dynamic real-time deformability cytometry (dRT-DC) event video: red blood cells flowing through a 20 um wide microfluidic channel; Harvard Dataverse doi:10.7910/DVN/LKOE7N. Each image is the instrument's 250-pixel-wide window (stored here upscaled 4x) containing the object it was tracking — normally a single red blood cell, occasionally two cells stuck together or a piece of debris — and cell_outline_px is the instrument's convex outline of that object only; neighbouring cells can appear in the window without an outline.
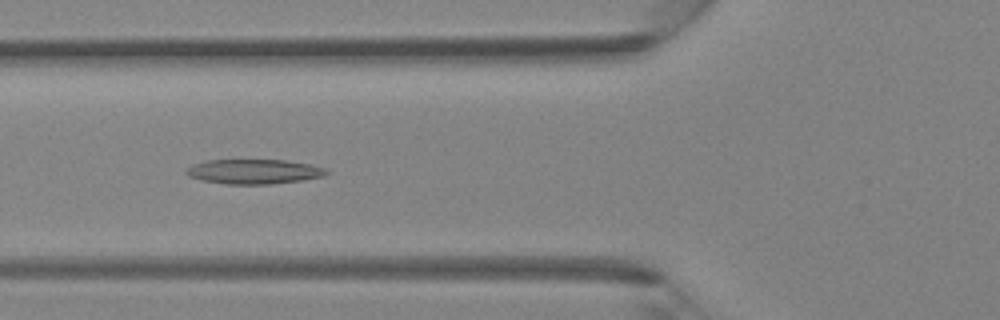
{"species": "Egyptian fruit bat (a non-hibernating species)", "species_latin": "Rousettus aegyptiacus", "temperature_condition": "room temperature", "stored_images_in_passage": 41, "camera_frame_rate_fps": 3000, "um_per_image_px": 0.085, "animal": {"sex": "female"}, "frame": {"image": 1, "passage_image": 14, "time_ms": 4.333, "image_size_px": [1000, 320], "cell_outline_px": [[328, 172], [324, 176], [304, 180], [272, 184], [228, 184], [204, 180], [188, 176], [184, 172], [192, 164], [208, 160], [284, 160], [308, 164], [324, 168]], "centroid_in_image_um": [21.58, 14.58], "position_along_channel_um": 104.2, "area_um2": 20.0}}
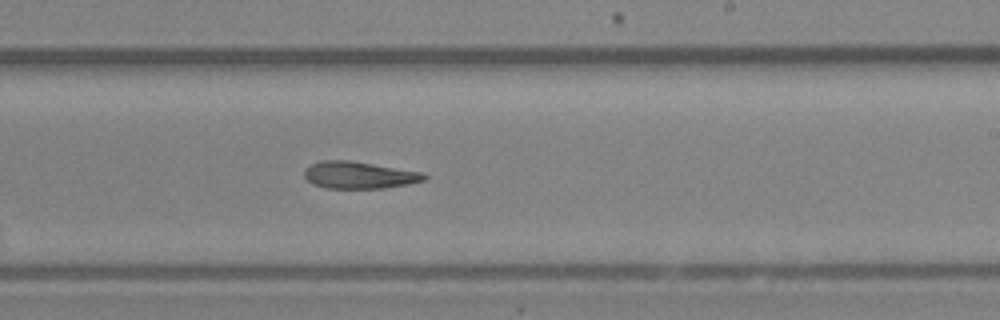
{"frame": {"image": 2, "passage_image": 24, "time_ms": 7.667, "image_size_px": [1000, 320], "cell_outline_px": [[428, 176], [424, 180], [408, 184], [384, 188], [324, 188], [312, 184], [304, 176], [304, 168], [312, 164], [324, 160], [348, 160], [420, 172]], "centroid_in_image_um": [30.47, 14.89], "position_along_channel_um": 258.5, "area_um2": 18.67}}
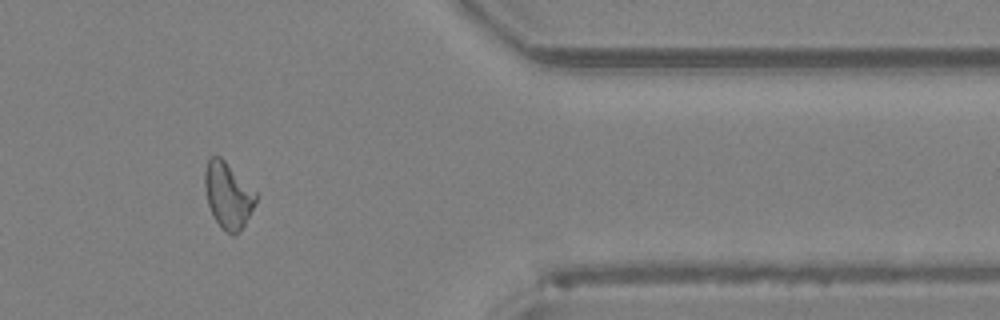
{"frame": {"image": 3, "passage_image": 34, "time_ms": 11.0, "image_size_px": [1000, 320], "cell_outline_px": [[256, 200], [244, 224], [232, 236], [216, 220], [208, 204], [204, 184], [204, 172], [208, 160], [212, 156], [220, 156], [256, 192]], "centroid_in_image_um": [19.36, 16.55], "position_along_channel_um": 392.0, "area_um2": 18.9}}